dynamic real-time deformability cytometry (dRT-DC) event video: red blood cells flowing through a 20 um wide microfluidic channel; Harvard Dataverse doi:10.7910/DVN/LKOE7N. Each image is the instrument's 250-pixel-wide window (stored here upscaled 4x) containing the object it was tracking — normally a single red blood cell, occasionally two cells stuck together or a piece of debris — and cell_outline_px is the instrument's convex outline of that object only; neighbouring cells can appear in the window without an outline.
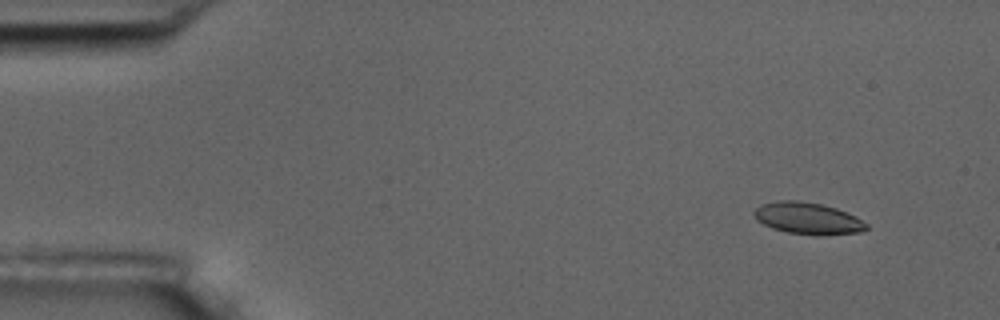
{"species": "common noctule bat (a hibernating species)", "species_latin": "Nyctalus noctula", "temperature_condition": "room temperature", "stored_images_in_passage": 4, "camera_frame_rate_fps": 3000, "um_per_image_px": 0.085, "animal": {"sex": "male", "body_mass_g": 17.5, "forearm_length_mm": 52.3}, "frame": {"image": 1, "passage_image": 2, "time_ms": 1.333, "image_size_px": [1000, 320], "cell_outline_px": [[868, 228], [860, 232], [816, 236], [788, 232], [772, 228], [756, 220], [752, 212], [760, 204], [780, 200], [800, 200], [820, 204], [836, 208], [868, 224]], "centroid_in_image_um": [68.61, 18.56], "position_along_channel_um": 16.4, "area_um2": 20.69}}